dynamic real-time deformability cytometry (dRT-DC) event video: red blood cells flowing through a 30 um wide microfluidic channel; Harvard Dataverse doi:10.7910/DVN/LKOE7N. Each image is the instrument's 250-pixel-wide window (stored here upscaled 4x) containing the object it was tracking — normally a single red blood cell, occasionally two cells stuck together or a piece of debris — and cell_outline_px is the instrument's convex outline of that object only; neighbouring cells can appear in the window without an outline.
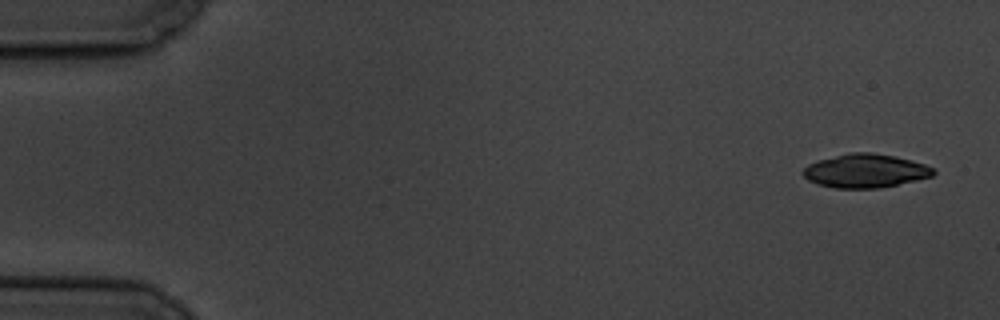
{"species": "common noctule bat (a hibernating species)", "species_latin": "Nyctalus noctula", "temperature_condition": "cold", "stored_images_in_passage": 5, "camera_frame_rate_fps": 3000, "um_per_image_px": 0.085, "animal": {"sex": "male", "body_mass_g": 19.5, "forearm_length_mm": 54.6}, "frame": {"image": 1, "passage_image": 1, "time_ms": 0.0, "image_size_px": [1000, 320], "cell_outline_px": [[936, 172], [932, 176], [916, 180], [880, 188], [836, 188], [816, 184], [808, 180], [800, 172], [808, 164], [820, 160], [848, 152], [872, 152], [896, 156], [912, 160], [924, 164], [932, 168]], "centroid_in_image_um": [73.54, 14.52], "position_along_channel_um": 11.5, "area_um2": 25.61}}
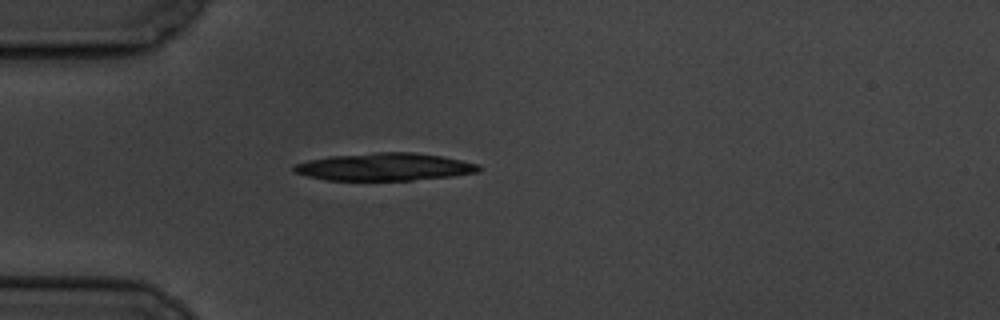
{"frame": {"image": 2, "passage_image": 5, "time_ms": 4.667, "image_size_px": [1000, 320], "cell_outline_px": [[480, 172], [452, 176], [412, 180], [324, 180], [292, 172], [292, 168], [296, 164], [308, 160], [328, 156], [376, 152], [412, 152], [440, 156], [480, 164]], "centroid_in_image_um": [32.67, 14.18], "position_along_channel_um": 52.3, "area_um2": 29.77}}